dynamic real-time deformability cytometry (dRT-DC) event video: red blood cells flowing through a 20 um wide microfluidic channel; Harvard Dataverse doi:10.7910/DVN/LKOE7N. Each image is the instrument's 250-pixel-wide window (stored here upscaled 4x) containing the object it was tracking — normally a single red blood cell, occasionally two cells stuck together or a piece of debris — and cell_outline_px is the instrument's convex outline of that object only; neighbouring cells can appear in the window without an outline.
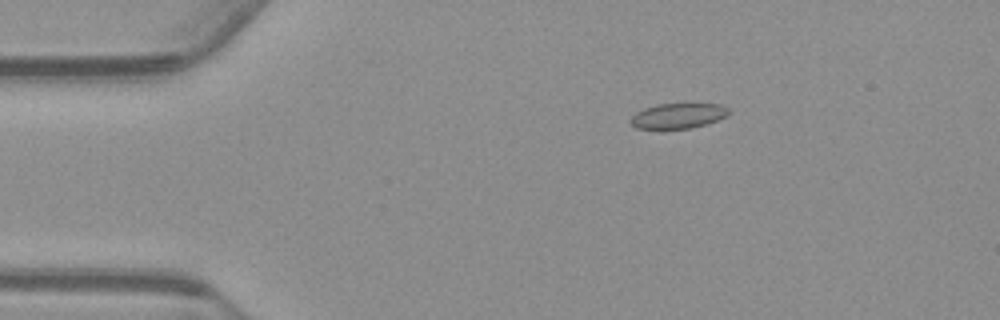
{"species": "common noctule bat (a hibernating species)", "species_latin": "Nyctalus noctula", "temperature_condition": "warm", "stored_images_in_passage": 17, "camera_frame_rate_fps": 3000, "um_per_image_px": 0.085, "animal": {"sex": "male", "body_mass_g": 23.1, "forearm_length_mm": 52.7}, "frame": {"image": 1, "passage_image": 10, "time_ms": 3.0, "image_size_px": [1000, 320], "cell_outline_px": [[728, 116], [704, 124], [688, 128], [660, 132], [636, 128], [628, 120], [636, 112], [644, 108], [656, 104], [720, 104], [728, 108]], "centroid_in_image_um": [57.54, 9.89], "position_along_channel_um": 27.5, "area_um2": 14.91}}